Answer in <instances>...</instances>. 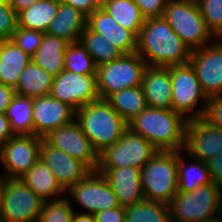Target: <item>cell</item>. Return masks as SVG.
<instances>
[{
  "label": "cell",
  "instance_id": "1",
  "mask_svg": "<svg viewBox=\"0 0 222 222\" xmlns=\"http://www.w3.org/2000/svg\"><path fill=\"white\" fill-rule=\"evenodd\" d=\"M136 52L148 66L170 67L189 63L192 51L161 16L145 19Z\"/></svg>",
  "mask_w": 222,
  "mask_h": 222
},
{
  "label": "cell",
  "instance_id": "2",
  "mask_svg": "<svg viewBox=\"0 0 222 222\" xmlns=\"http://www.w3.org/2000/svg\"><path fill=\"white\" fill-rule=\"evenodd\" d=\"M187 123L172 109L147 107L128 122V128L143 136L158 151H182Z\"/></svg>",
  "mask_w": 222,
  "mask_h": 222
},
{
  "label": "cell",
  "instance_id": "3",
  "mask_svg": "<svg viewBox=\"0 0 222 222\" xmlns=\"http://www.w3.org/2000/svg\"><path fill=\"white\" fill-rule=\"evenodd\" d=\"M75 121L98 154L115 144L128 129V122L105 99L90 102L76 110Z\"/></svg>",
  "mask_w": 222,
  "mask_h": 222
},
{
  "label": "cell",
  "instance_id": "4",
  "mask_svg": "<svg viewBox=\"0 0 222 222\" xmlns=\"http://www.w3.org/2000/svg\"><path fill=\"white\" fill-rule=\"evenodd\" d=\"M162 16L191 51L215 39L195 0H169Z\"/></svg>",
  "mask_w": 222,
  "mask_h": 222
},
{
  "label": "cell",
  "instance_id": "5",
  "mask_svg": "<svg viewBox=\"0 0 222 222\" xmlns=\"http://www.w3.org/2000/svg\"><path fill=\"white\" fill-rule=\"evenodd\" d=\"M144 198L169 204L178 192L177 151H157L141 168Z\"/></svg>",
  "mask_w": 222,
  "mask_h": 222
},
{
  "label": "cell",
  "instance_id": "6",
  "mask_svg": "<svg viewBox=\"0 0 222 222\" xmlns=\"http://www.w3.org/2000/svg\"><path fill=\"white\" fill-rule=\"evenodd\" d=\"M172 110L187 121L202 118L208 97L190 63L170 66Z\"/></svg>",
  "mask_w": 222,
  "mask_h": 222
},
{
  "label": "cell",
  "instance_id": "7",
  "mask_svg": "<svg viewBox=\"0 0 222 222\" xmlns=\"http://www.w3.org/2000/svg\"><path fill=\"white\" fill-rule=\"evenodd\" d=\"M220 186L213 182L177 192L169 203L171 222H202L221 213Z\"/></svg>",
  "mask_w": 222,
  "mask_h": 222
},
{
  "label": "cell",
  "instance_id": "8",
  "mask_svg": "<svg viewBox=\"0 0 222 222\" xmlns=\"http://www.w3.org/2000/svg\"><path fill=\"white\" fill-rule=\"evenodd\" d=\"M148 65L137 53L123 54L120 58L97 66V90L100 99L124 88L142 86Z\"/></svg>",
  "mask_w": 222,
  "mask_h": 222
},
{
  "label": "cell",
  "instance_id": "9",
  "mask_svg": "<svg viewBox=\"0 0 222 222\" xmlns=\"http://www.w3.org/2000/svg\"><path fill=\"white\" fill-rule=\"evenodd\" d=\"M43 200L21 179L0 184V219L3 222H38Z\"/></svg>",
  "mask_w": 222,
  "mask_h": 222
},
{
  "label": "cell",
  "instance_id": "10",
  "mask_svg": "<svg viewBox=\"0 0 222 222\" xmlns=\"http://www.w3.org/2000/svg\"><path fill=\"white\" fill-rule=\"evenodd\" d=\"M157 149L143 136L129 128L112 146L99 153L97 171L121 167L142 168L156 153Z\"/></svg>",
  "mask_w": 222,
  "mask_h": 222
},
{
  "label": "cell",
  "instance_id": "11",
  "mask_svg": "<svg viewBox=\"0 0 222 222\" xmlns=\"http://www.w3.org/2000/svg\"><path fill=\"white\" fill-rule=\"evenodd\" d=\"M66 194L70 201L74 200L84 208V211H79L82 213L95 214L120 206L107 179L97 170L91 171L83 180L74 184Z\"/></svg>",
  "mask_w": 222,
  "mask_h": 222
},
{
  "label": "cell",
  "instance_id": "12",
  "mask_svg": "<svg viewBox=\"0 0 222 222\" xmlns=\"http://www.w3.org/2000/svg\"><path fill=\"white\" fill-rule=\"evenodd\" d=\"M41 137L15 135L3 143L2 169L6 178L20 179L40 159Z\"/></svg>",
  "mask_w": 222,
  "mask_h": 222
},
{
  "label": "cell",
  "instance_id": "13",
  "mask_svg": "<svg viewBox=\"0 0 222 222\" xmlns=\"http://www.w3.org/2000/svg\"><path fill=\"white\" fill-rule=\"evenodd\" d=\"M50 95L76 111L100 99L97 90V75L76 74L63 70L53 78Z\"/></svg>",
  "mask_w": 222,
  "mask_h": 222
},
{
  "label": "cell",
  "instance_id": "14",
  "mask_svg": "<svg viewBox=\"0 0 222 222\" xmlns=\"http://www.w3.org/2000/svg\"><path fill=\"white\" fill-rule=\"evenodd\" d=\"M189 63L207 97L222 95V43L215 38L193 50Z\"/></svg>",
  "mask_w": 222,
  "mask_h": 222
},
{
  "label": "cell",
  "instance_id": "15",
  "mask_svg": "<svg viewBox=\"0 0 222 222\" xmlns=\"http://www.w3.org/2000/svg\"><path fill=\"white\" fill-rule=\"evenodd\" d=\"M43 139L52 147L82 161L92 171L97 170L99 154L75 120L66 126L51 131Z\"/></svg>",
  "mask_w": 222,
  "mask_h": 222
},
{
  "label": "cell",
  "instance_id": "16",
  "mask_svg": "<svg viewBox=\"0 0 222 222\" xmlns=\"http://www.w3.org/2000/svg\"><path fill=\"white\" fill-rule=\"evenodd\" d=\"M183 151L192 158L208 162L222 153V128L213 127L202 118L189 120Z\"/></svg>",
  "mask_w": 222,
  "mask_h": 222
},
{
  "label": "cell",
  "instance_id": "17",
  "mask_svg": "<svg viewBox=\"0 0 222 222\" xmlns=\"http://www.w3.org/2000/svg\"><path fill=\"white\" fill-rule=\"evenodd\" d=\"M34 135L44 138L51 131L75 120V110L50 94L32 99Z\"/></svg>",
  "mask_w": 222,
  "mask_h": 222
},
{
  "label": "cell",
  "instance_id": "18",
  "mask_svg": "<svg viewBox=\"0 0 222 222\" xmlns=\"http://www.w3.org/2000/svg\"><path fill=\"white\" fill-rule=\"evenodd\" d=\"M40 160L48 166L66 192L92 171L85 163L52 147L44 139L40 147Z\"/></svg>",
  "mask_w": 222,
  "mask_h": 222
},
{
  "label": "cell",
  "instance_id": "19",
  "mask_svg": "<svg viewBox=\"0 0 222 222\" xmlns=\"http://www.w3.org/2000/svg\"><path fill=\"white\" fill-rule=\"evenodd\" d=\"M87 27L102 35L123 54L134 53L137 50V36L120 26L102 7L87 17Z\"/></svg>",
  "mask_w": 222,
  "mask_h": 222
},
{
  "label": "cell",
  "instance_id": "20",
  "mask_svg": "<svg viewBox=\"0 0 222 222\" xmlns=\"http://www.w3.org/2000/svg\"><path fill=\"white\" fill-rule=\"evenodd\" d=\"M102 174L117 196L120 206L128 207L145 199L140 168H112L106 169Z\"/></svg>",
  "mask_w": 222,
  "mask_h": 222
},
{
  "label": "cell",
  "instance_id": "21",
  "mask_svg": "<svg viewBox=\"0 0 222 222\" xmlns=\"http://www.w3.org/2000/svg\"><path fill=\"white\" fill-rule=\"evenodd\" d=\"M142 88L148 107L172 109L170 67L148 66L143 74Z\"/></svg>",
  "mask_w": 222,
  "mask_h": 222
},
{
  "label": "cell",
  "instance_id": "22",
  "mask_svg": "<svg viewBox=\"0 0 222 222\" xmlns=\"http://www.w3.org/2000/svg\"><path fill=\"white\" fill-rule=\"evenodd\" d=\"M87 27V16L66 3H59L56 16L50 23L47 34L66 40L69 43L78 42Z\"/></svg>",
  "mask_w": 222,
  "mask_h": 222
},
{
  "label": "cell",
  "instance_id": "23",
  "mask_svg": "<svg viewBox=\"0 0 222 222\" xmlns=\"http://www.w3.org/2000/svg\"><path fill=\"white\" fill-rule=\"evenodd\" d=\"M32 61V56L25 53L11 40H2L0 44V83L16 88L20 74Z\"/></svg>",
  "mask_w": 222,
  "mask_h": 222
},
{
  "label": "cell",
  "instance_id": "24",
  "mask_svg": "<svg viewBox=\"0 0 222 222\" xmlns=\"http://www.w3.org/2000/svg\"><path fill=\"white\" fill-rule=\"evenodd\" d=\"M20 179L43 201L60 199L66 195L54 174L40 159Z\"/></svg>",
  "mask_w": 222,
  "mask_h": 222
},
{
  "label": "cell",
  "instance_id": "25",
  "mask_svg": "<svg viewBox=\"0 0 222 222\" xmlns=\"http://www.w3.org/2000/svg\"><path fill=\"white\" fill-rule=\"evenodd\" d=\"M186 158V159H185ZM178 192H190L212 183L206 162L177 151Z\"/></svg>",
  "mask_w": 222,
  "mask_h": 222
},
{
  "label": "cell",
  "instance_id": "26",
  "mask_svg": "<svg viewBox=\"0 0 222 222\" xmlns=\"http://www.w3.org/2000/svg\"><path fill=\"white\" fill-rule=\"evenodd\" d=\"M68 46L66 40L45 33L32 61L55 77L65 70L64 58Z\"/></svg>",
  "mask_w": 222,
  "mask_h": 222
},
{
  "label": "cell",
  "instance_id": "27",
  "mask_svg": "<svg viewBox=\"0 0 222 222\" xmlns=\"http://www.w3.org/2000/svg\"><path fill=\"white\" fill-rule=\"evenodd\" d=\"M53 78L45 69L31 61L21 72L15 92L32 99L49 95Z\"/></svg>",
  "mask_w": 222,
  "mask_h": 222
},
{
  "label": "cell",
  "instance_id": "28",
  "mask_svg": "<svg viewBox=\"0 0 222 222\" xmlns=\"http://www.w3.org/2000/svg\"><path fill=\"white\" fill-rule=\"evenodd\" d=\"M58 6L55 0H39L17 14V26L46 33Z\"/></svg>",
  "mask_w": 222,
  "mask_h": 222
},
{
  "label": "cell",
  "instance_id": "29",
  "mask_svg": "<svg viewBox=\"0 0 222 222\" xmlns=\"http://www.w3.org/2000/svg\"><path fill=\"white\" fill-rule=\"evenodd\" d=\"M102 8L120 26L132 31L138 37L146 18L133 0H102Z\"/></svg>",
  "mask_w": 222,
  "mask_h": 222
},
{
  "label": "cell",
  "instance_id": "30",
  "mask_svg": "<svg viewBox=\"0 0 222 222\" xmlns=\"http://www.w3.org/2000/svg\"><path fill=\"white\" fill-rule=\"evenodd\" d=\"M105 100L127 122L148 107L142 86L124 88L109 95Z\"/></svg>",
  "mask_w": 222,
  "mask_h": 222
},
{
  "label": "cell",
  "instance_id": "31",
  "mask_svg": "<svg viewBox=\"0 0 222 222\" xmlns=\"http://www.w3.org/2000/svg\"><path fill=\"white\" fill-rule=\"evenodd\" d=\"M15 135L34 134L32 98L15 94L5 112Z\"/></svg>",
  "mask_w": 222,
  "mask_h": 222
},
{
  "label": "cell",
  "instance_id": "32",
  "mask_svg": "<svg viewBox=\"0 0 222 222\" xmlns=\"http://www.w3.org/2000/svg\"><path fill=\"white\" fill-rule=\"evenodd\" d=\"M125 222H171L169 204L144 199L125 207Z\"/></svg>",
  "mask_w": 222,
  "mask_h": 222
},
{
  "label": "cell",
  "instance_id": "33",
  "mask_svg": "<svg viewBox=\"0 0 222 222\" xmlns=\"http://www.w3.org/2000/svg\"><path fill=\"white\" fill-rule=\"evenodd\" d=\"M79 41L86 48L97 66L112 62L123 55L111 42L88 27L82 32Z\"/></svg>",
  "mask_w": 222,
  "mask_h": 222
},
{
  "label": "cell",
  "instance_id": "34",
  "mask_svg": "<svg viewBox=\"0 0 222 222\" xmlns=\"http://www.w3.org/2000/svg\"><path fill=\"white\" fill-rule=\"evenodd\" d=\"M64 59L66 71L76 74L97 75V65L80 41L69 43Z\"/></svg>",
  "mask_w": 222,
  "mask_h": 222
},
{
  "label": "cell",
  "instance_id": "35",
  "mask_svg": "<svg viewBox=\"0 0 222 222\" xmlns=\"http://www.w3.org/2000/svg\"><path fill=\"white\" fill-rule=\"evenodd\" d=\"M68 196L44 201L38 222H71L75 209Z\"/></svg>",
  "mask_w": 222,
  "mask_h": 222
},
{
  "label": "cell",
  "instance_id": "36",
  "mask_svg": "<svg viewBox=\"0 0 222 222\" xmlns=\"http://www.w3.org/2000/svg\"><path fill=\"white\" fill-rule=\"evenodd\" d=\"M208 29L216 37L222 30V0H195Z\"/></svg>",
  "mask_w": 222,
  "mask_h": 222
},
{
  "label": "cell",
  "instance_id": "37",
  "mask_svg": "<svg viewBox=\"0 0 222 222\" xmlns=\"http://www.w3.org/2000/svg\"><path fill=\"white\" fill-rule=\"evenodd\" d=\"M44 34L42 31L29 30L17 26L10 40L25 53L33 56L40 46Z\"/></svg>",
  "mask_w": 222,
  "mask_h": 222
},
{
  "label": "cell",
  "instance_id": "38",
  "mask_svg": "<svg viewBox=\"0 0 222 222\" xmlns=\"http://www.w3.org/2000/svg\"><path fill=\"white\" fill-rule=\"evenodd\" d=\"M17 28V13L8 1L0 2V40H10Z\"/></svg>",
  "mask_w": 222,
  "mask_h": 222
},
{
  "label": "cell",
  "instance_id": "39",
  "mask_svg": "<svg viewBox=\"0 0 222 222\" xmlns=\"http://www.w3.org/2000/svg\"><path fill=\"white\" fill-rule=\"evenodd\" d=\"M202 119L213 127L222 128V95L208 97Z\"/></svg>",
  "mask_w": 222,
  "mask_h": 222
},
{
  "label": "cell",
  "instance_id": "40",
  "mask_svg": "<svg viewBox=\"0 0 222 222\" xmlns=\"http://www.w3.org/2000/svg\"><path fill=\"white\" fill-rule=\"evenodd\" d=\"M145 18L161 17L169 0H133Z\"/></svg>",
  "mask_w": 222,
  "mask_h": 222
},
{
  "label": "cell",
  "instance_id": "41",
  "mask_svg": "<svg viewBox=\"0 0 222 222\" xmlns=\"http://www.w3.org/2000/svg\"><path fill=\"white\" fill-rule=\"evenodd\" d=\"M96 222H125V207L117 206L94 214Z\"/></svg>",
  "mask_w": 222,
  "mask_h": 222
},
{
  "label": "cell",
  "instance_id": "42",
  "mask_svg": "<svg viewBox=\"0 0 222 222\" xmlns=\"http://www.w3.org/2000/svg\"><path fill=\"white\" fill-rule=\"evenodd\" d=\"M64 3L80 10L87 17L102 7V0H66Z\"/></svg>",
  "mask_w": 222,
  "mask_h": 222
},
{
  "label": "cell",
  "instance_id": "43",
  "mask_svg": "<svg viewBox=\"0 0 222 222\" xmlns=\"http://www.w3.org/2000/svg\"><path fill=\"white\" fill-rule=\"evenodd\" d=\"M208 173L214 184L222 186V153L206 162Z\"/></svg>",
  "mask_w": 222,
  "mask_h": 222
},
{
  "label": "cell",
  "instance_id": "44",
  "mask_svg": "<svg viewBox=\"0 0 222 222\" xmlns=\"http://www.w3.org/2000/svg\"><path fill=\"white\" fill-rule=\"evenodd\" d=\"M16 94L15 89L0 83V113H5L12 98Z\"/></svg>",
  "mask_w": 222,
  "mask_h": 222
},
{
  "label": "cell",
  "instance_id": "45",
  "mask_svg": "<svg viewBox=\"0 0 222 222\" xmlns=\"http://www.w3.org/2000/svg\"><path fill=\"white\" fill-rule=\"evenodd\" d=\"M13 136H15V134L12 131L10 121L6 117L5 113H0V141L4 143Z\"/></svg>",
  "mask_w": 222,
  "mask_h": 222
},
{
  "label": "cell",
  "instance_id": "46",
  "mask_svg": "<svg viewBox=\"0 0 222 222\" xmlns=\"http://www.w3.org/2000/svg\"><path fill=\"white\" fill-rule=\"evenodd\" d=\"M39 0H8L9 5L18 14L20 11L29 8Z\"/></svg>",
  "mask_w": 222,
  "mask_h": 222
},
{
  "label": "cell",
  "instance_id": "47",
  "mask_svg": "<svg viewBox=\"0 0 222 222\" xmlns=\"http://www.w3.org/2000/svg\"><path fill=\"white\" fill-rule=\"evenodd\" d=\"M71 222H96L94 214L82 213L75 210Z\"/></svg>",
  "mask_w": 222,
  "mask_h": 222
},
{
  "label": "cell",
  "instance_id": "48",
  "mask_svg": "<svg viewBox=\"0 0 222 222\" xmlns=\"http://www.w3.org/2000/svg\"><path fill=\"white\" fill-rule=\"evenodd\" d=\"M202 222H222V212L211 218L205 219Z\"/></svg>",
  "mask_w": 222,
  "mask_h": 222
},
{
  "label": "cell",
  "instance_id": "49",
  "mask_svg": "<svg viewBox=\"0 0 222 222\" xmlns=\"http://www.w3.org/2000/svg\"><path fill=\"white\" fill-rule=\"evenodd\" d=\"M0 164L2 165V158H0ZM6 179V176L4 173L0 174V184Z\"/></svg>",
  "mask_w": 222,
  "mask_h": 222
},
{
  "label": "cell",
  "instance_id": "50",
  "mask_svg": "<svg viewBox=\"0 0 222 222\" xmlns=\"http://www.w3.org/2000/svg\"><path fill=\"white\" fill-rule=\"evenodd\" d=\"M220 43H222V30L219 32V34L215 37Z\"/></svg>",
  "mask_w": 222,
  "mask_h": 222
},
{
  "label": "cell",
  "instance_id": "51",
  "mask_svg": "<svg viewBox=\"0 0 222 222\" xmlns=\"http://www.w3.org/2000/svg\"><path fill=\"white\" fill-rule=\"evenodd\" d=\"M2 147H3V143L0 141V158H2Z\"/></svg>",
  "mask_w": 222,
  "mask_h": 222
},
{
  "label": "cell",
  "instance_id": "52",
  "mask_svg": "<svg viewBox=\"0 0 222 222\" xmlns=\"http://www.w3.org/2000/svg\"><path fill=\"white\" fill-rule=\"evenodd\" d=\"M220 198H221V212H222V186L220 187Z\"/></svg>",
  "mask_w": 222,
  "mask_h": 222
},
{
  "label": "cell",
  "instance_id": "53",
  "mask_svg": "<svg viewBox=\"0 0 222 222\" xmlns=\"http://www.w3.org/2000/svg\"><path fill=\"white\" fill-rule=\"evenodd\" d=\"M58 3H64L66 0H55Z\"/></svg>",
  "mask_w": 222,
  "mask_h": 222
}]
</instances>
